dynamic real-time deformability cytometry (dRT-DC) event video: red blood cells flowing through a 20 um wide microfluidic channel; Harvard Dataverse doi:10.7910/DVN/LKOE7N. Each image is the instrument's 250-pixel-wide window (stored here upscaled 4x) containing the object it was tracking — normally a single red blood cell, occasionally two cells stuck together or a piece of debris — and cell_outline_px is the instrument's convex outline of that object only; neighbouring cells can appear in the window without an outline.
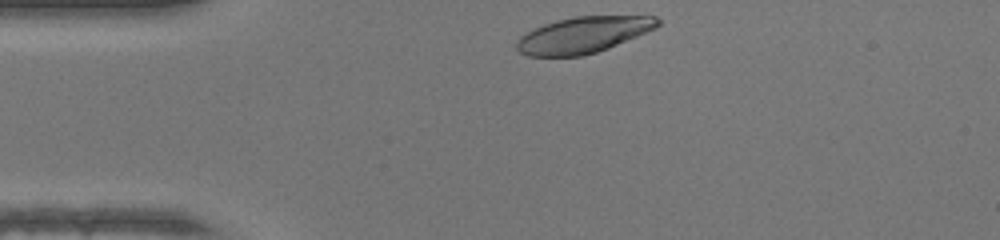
{"species": "human", "species_latin": "Homo sapiens", "temperature_condition": "warm", "stored_images_in_passage": 29, "camera_frame_rate_fps": 3000, "um_per_image_px": 0.085, "donor": {"sex": "female"}, "frame": {"image": 1, "passage_image": 1, "time_ms": 0.0, "image_size_px": [1000, 240], "cell_outline_px": [[660, 24], [656, 28], [608, 48], [596, 52], [580, 56], [528, 56], [520, 52], [516, 48], [516, 44], [520, 36], [544, 24], [556, 20], [572, 16], [656, 16], [660, 20]], "centroid_in_image_um": [49.58, 2.96], "position_along_channel_um": 35.4, "area_um2": 29.54}}
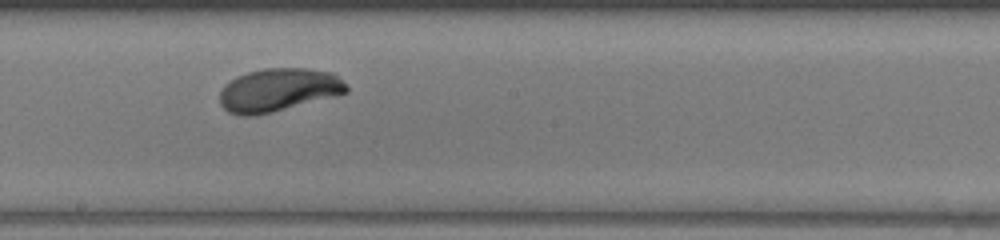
{"frame": {"image": 2, "passage_image": 17, "time_ms": 5.333, "image_size_px": [1000, 240], "cell_outline_px": [[348, 92], [336, 96], [256, 116], [240, 116], [228, 112], [220, 104], [220, 92], [224, 84], [236, 76], [248, 72], [264, 68], [308, 68], [332, 72], [348, 88]], "centroid_in_image_um": [23.63, 7.65], "position_along_channel_um": 224.6, "area_um2": 31.96}}
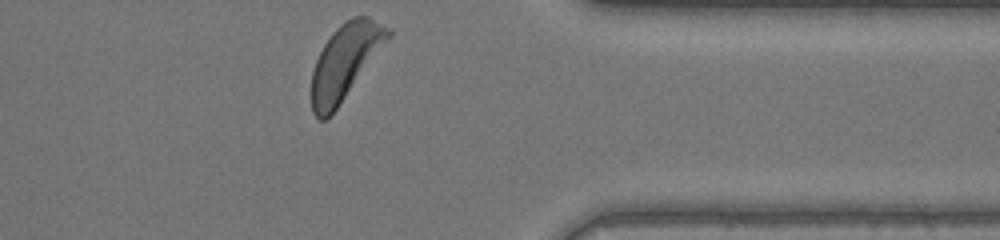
{"frame": {"image": 3, "passage_image": 29, "time_ms": 9.333, "image_size_px": [1000, 240], "cell_outline_px": [[392, 36], [336, 108], [324, 120], [320, 120], [312, 112], [312, 72], [316, 60], [324, 44], [332, 32], [340, 24], [352, 16], [368, 16], [392, 28]], "centroid_in_image_um": [29.37, 5.18], "position_along_channel_um": 382.0, "area_um2": 33.06}, "authors_computed_cell_mechanics": {"area_um2": 31.7322, "velocity_mm_per_s": 4.2899, "shape_relaxation_time_tau1_ms": 2.5156, "shape_relaxation_time_tau2_ms": null, "deformation_change_tau1": 0.1593, "deformation_change_tau2": null}}